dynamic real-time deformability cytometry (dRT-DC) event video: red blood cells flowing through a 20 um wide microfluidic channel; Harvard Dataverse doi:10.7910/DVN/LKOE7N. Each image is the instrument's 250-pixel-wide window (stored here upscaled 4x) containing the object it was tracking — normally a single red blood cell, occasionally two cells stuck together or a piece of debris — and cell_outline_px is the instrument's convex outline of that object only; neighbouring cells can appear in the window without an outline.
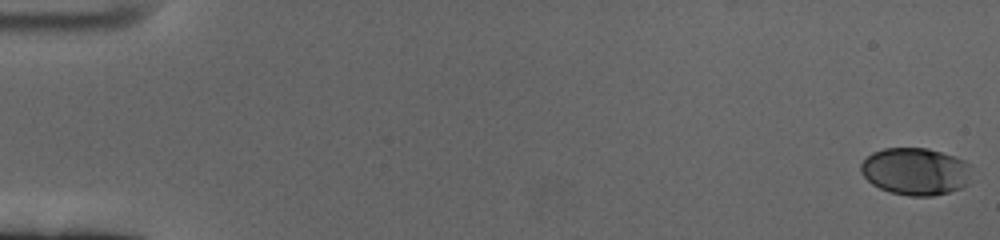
{"species": "human", "species_latin": "Homo sapiens", "temperature_condition": "cold", "stored_images_in_passage": 61, "camera_frame_rate_fps": 3000, "um_per_image_px": 0.085, "donor": {"sex": "female"}, "frame": {"image": 1, "passage_image": 1, "time_ms": 0.0, "image_size_px": [1000, 240], "cell_outline_px": [[972, 164], [968, 184], [960, 188], [948, 192], [932, 196], [908, 196], [892, 192], [880, 188], [872, 184], [860, 172], [860, 164], [872, 152], [884, 148], [928, 148], [964, 160]], "centroid_in_image_um": [77.82, 14.56], "position_along_channel_um": 7.2, "area_um2": 30.58}}
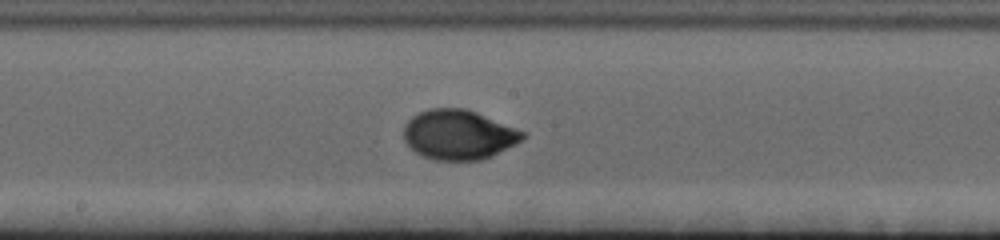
{"frame": {"image": 2, "passage_image": 34, "time_ms": 11.0, "image_size_px": [1000, 240], "cell_outline_px": [[528, 136], [516, 144], [492, 156], [480, 160], [436, 160], [424, 156], [416, 152], [404, 140], [404, 128], [408, 120], [412, 116], [428, 108], [464, 108], [476, 112], [528, 132]], "centroid_in_image_um": [39.03, 11.44], "position_along_channel_um": 209.2, "area_um2": 34.56}}
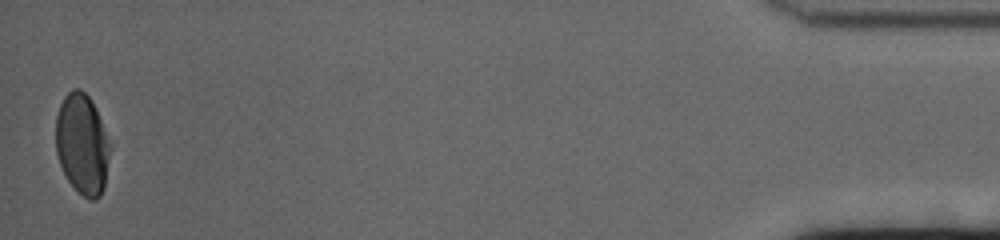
{"frame": {"image": 3, "passage_image": 61, "time_ms": 20.0, "image_size_px": [1000, 240], "cell_outline_px": [[112, 148], [104, 188], [100, 196], [96, 200], [88, 200], [68, 180], [60, 164], [56, 152], [56, 116], [60, 104], [64, 96], [72, 88], [80, 88], [88, 96], [96, 108], [112, 144]], "centroid_in_image_um": [7.02, 12.24], "position_along_channel_um": 428.2, "area_um2": 32.25}, "authors_computed_cell_mechanics": {"area_um2": 32.5992, "velocity_mm_per_s": 3.3625, "shape_relaxation_time_tau1_ms": 3.4089, "shape_relaxation_time_tau2_ms": null, "deformation_change_tau1": 0.1412, "deformation_change_tau2": null}}